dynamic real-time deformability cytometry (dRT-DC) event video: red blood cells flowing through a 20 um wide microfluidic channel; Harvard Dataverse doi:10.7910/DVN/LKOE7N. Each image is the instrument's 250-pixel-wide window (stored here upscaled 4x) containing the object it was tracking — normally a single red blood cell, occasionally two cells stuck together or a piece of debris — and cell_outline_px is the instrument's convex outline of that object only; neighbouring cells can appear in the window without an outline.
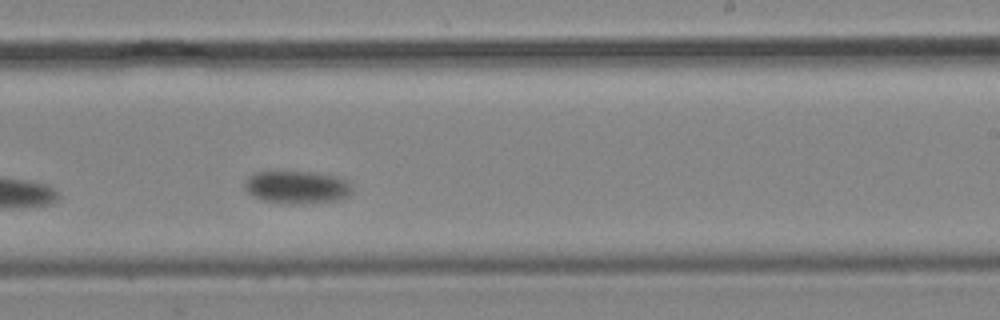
{"species": "common noctule bat (a hibernating species)", "species_latin": "Nyctalus noctula", "temperature_condition": "cold", "stored_images_in_passage": 9, "camera_frame_rate_fps": 3000, "um_per_image_px": 0.085, "animal": {"sex": "male", "body_mass_g": 19.2, "forearm_length_mm": 51.8}, "frame": {"image": 1, "passage_image": 8, "time_ms": 8.0, "image_size_px": [1000, 320], "cell_outline_px": [[352, 192], [348, 196], [340, 200], [304, 204], [280, 204], [264, 200], [248, 192], [244, 188], [244, 180], [248, 176], [256, 172], [312, 172], [336, 176], [344, 180], [348, 184]], "centroid_in_image_um": [25.22, 15.93], "position_along_channel_um": 263.8, "area_um2": 20.52}}
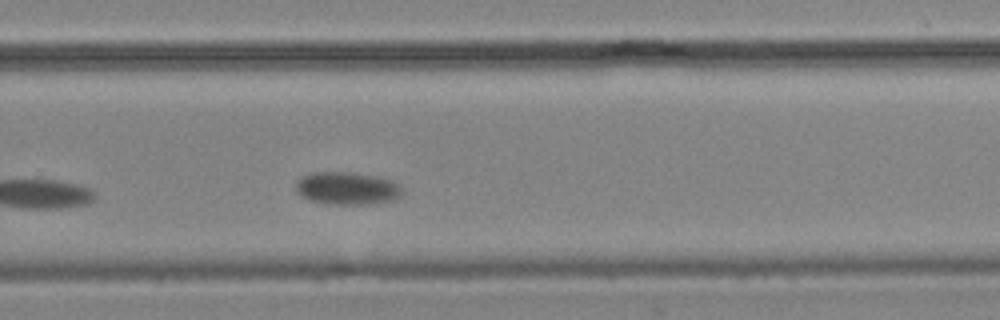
{"frame": {"image": 2, "passage_image": 9, "time_ms": 9.333, "image_size_px": [1000, 320], "cell_outline_px": [[404, 192], [400, 196], [392, 200], [368, 204], [328, 204], [308, 200], [300, 196], [296, 192], [296, 180], [312, 172], [352, 172], [376, 176], [392, 180]], "centroid_in_image_um": [29.46, 16.01], "position_along_channel_um": 300.3, "area_um2": 20.35}}